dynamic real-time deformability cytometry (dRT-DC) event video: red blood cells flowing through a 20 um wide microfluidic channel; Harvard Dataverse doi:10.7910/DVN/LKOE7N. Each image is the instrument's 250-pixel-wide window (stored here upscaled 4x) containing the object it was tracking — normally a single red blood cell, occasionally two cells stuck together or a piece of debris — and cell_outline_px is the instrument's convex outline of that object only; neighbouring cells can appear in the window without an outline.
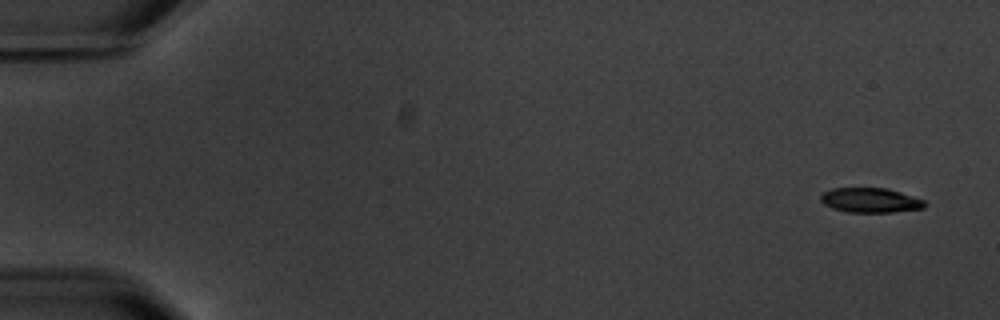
{"species": "common noctule bat (a hibernating species)", "species_latin": "Nyctalus noctula", "temperature_condition": "warm", "stored_images_in_passage": 4, "camera_frame_rate_fps": 3000, "um_per_image_px": 0.085, "animal": {"sex": "male", "body_mass_g": 20.1, "forearm_length_mm": 53.5}, "frame": {"image": 1, "passage_image": 1, "time_ms": 0.0, "image_size_px": [1000, 320], "cell_outline_px": [[928, 204], [924, 208], [892, 212], [848, 212], [832, 208], [824, 204], [820, 200], [820, 196], [824, 192], [832, 188], [884, 188], [900, 192], [924, 200]], "centroid_in_image_um": [73.98, 17.02], "position_along_channel_um": 11.0, "area_um2": 14.91}}
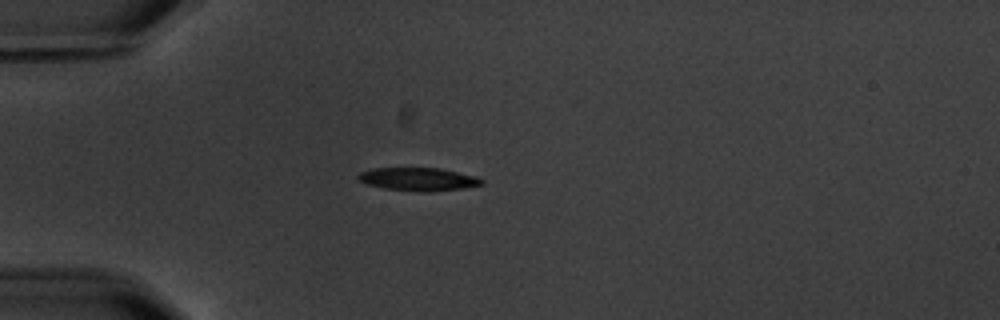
{"frame": {"image": 2, "passage_image": 4, "time_ms": 4.667, "image_size_px": [1000, 320], "cell_outline_px": [[484, 184], [460, 188], [428, 192], [420, 192], [384, 188], [368, 184], [360, 180], [356, 176], [360, 172], [372, 168], [440, 168], [476, 176], [484, 180]], "centroid_in_image_um": [35.56, 15.22], "position_along_channel_um": 49.4, "area_um2": 16.53}}